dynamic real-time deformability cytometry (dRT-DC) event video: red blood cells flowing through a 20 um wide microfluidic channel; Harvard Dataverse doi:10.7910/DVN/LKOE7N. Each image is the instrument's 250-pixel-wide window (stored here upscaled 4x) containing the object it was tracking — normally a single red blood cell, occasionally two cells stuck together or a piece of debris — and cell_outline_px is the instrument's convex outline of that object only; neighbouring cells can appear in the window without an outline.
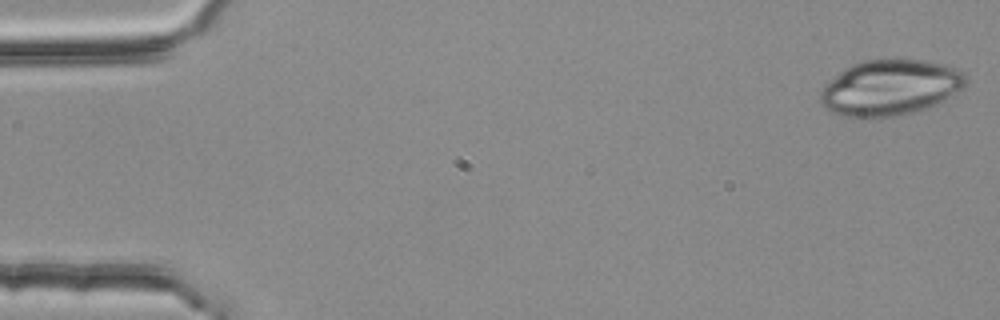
{"species": "common noctule bat (a hibernating species)", "species_latin": "Nyctalus noctula", "temperature_condition": "room temperature", "stored_images_in_passage": 53, "camera_frame_rate_fps": 3000, "um_per_image_px": 0.085, "animal": {"sex": "female", "body_mass_g": 25.1}, "frame": {"image": 1, "passage_image": 1, "time_ms": 0.0, "image_size_px": [1000, 320], "cell_outline_px": [[968, 80], [964, 88], [940, 104], [928, 108], [900, 116], [844, 116], [832, 112], [824, 108], [820, 104], [820, 92], [824, 84], [828, 80], [844, 68], [852, 64], [864, 60], [884, 56], [924, 60], [944, 64], [956, 68], [964, 72]], "centroid_in_image_um": [75.69, 7.4], "position_along_channel_um": 9.3, "area_um2": 48.44}}
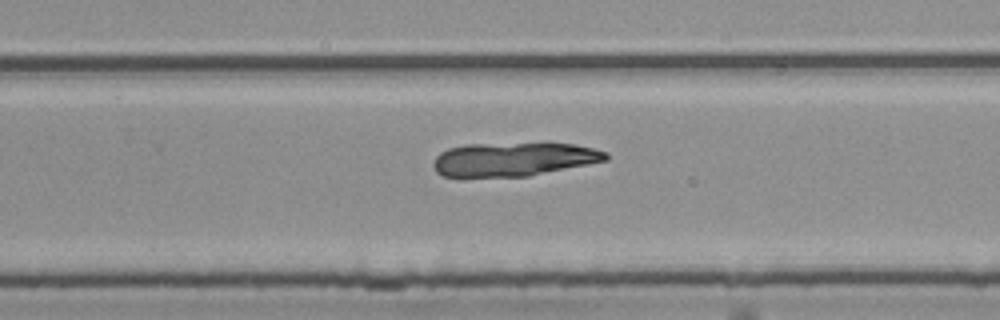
{"frame": {"image": 2, "passage_image": 34, "time_ms": 11.0, "image_size_px": [1000, 320], "cell_outline_px": [[608, 160], [528, 176], [444, 176], [436, 172], [432, 164], [436, 156], [440, 152], [448, 148], [464, 144], [544, 140], [548, 140], [576, 144], [608, 152]], "centroid_in_image_um": [43.7, 13.46], "position_along_channel_um": 286.1, "area_um2": 35.14}}
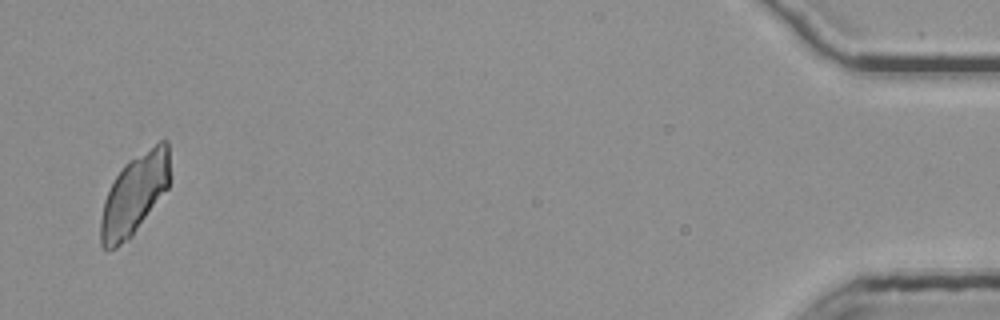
{"frame": {"image": 3, "passage_image": 52, "time_ms": 17.0, "image_size_px": [1000, 320], "cell_outline_px": [[172, 176], [168, 188], [132, 236], [128, 240], [116, 248], [108, 252], [100, 244], [100, 220], [104, 200], [116, 176], [124, 164], [160, 140], [168, 140]], "centroid_in_image_um": [11.45, 16.53], "position_along_channel_um": 423.7, "area_um2": 32.83}}